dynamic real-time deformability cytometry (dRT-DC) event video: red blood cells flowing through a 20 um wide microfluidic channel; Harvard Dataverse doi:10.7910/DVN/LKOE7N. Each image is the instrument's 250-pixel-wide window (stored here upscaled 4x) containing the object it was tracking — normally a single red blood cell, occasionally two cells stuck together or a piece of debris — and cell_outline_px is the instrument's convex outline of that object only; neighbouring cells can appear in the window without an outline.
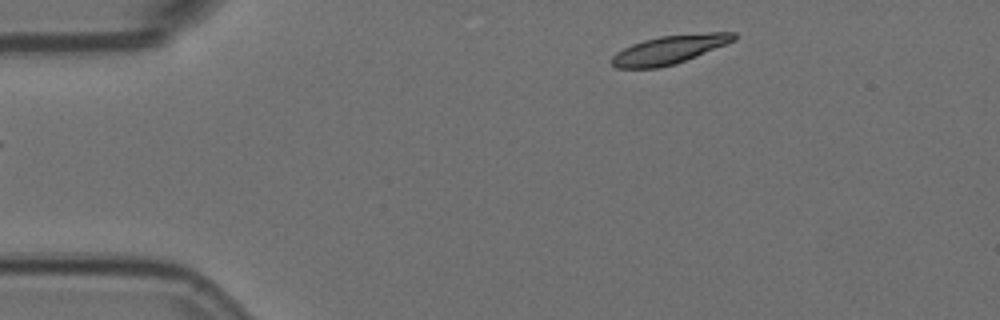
{"species": "Egyptian fruit bat (a non-hibernating species)", "species_latin": "Rousettus aegyptiacus", "temperature_condition": "room temperature", "stored_images_in_passage": 5, "camera_frame_rate_fps": 3000, "um_per_image_px": 0.085, "animal": {"sex": "female"}, "frame": {"image": 1, "passage_image": 5, "time_ms": 1.333, "image_size_px": [1000, 320], "cell_outline_px": [[736, 40], [676, 64], [660, 68], [616, 68], [608, 60], [616, 52], [632, 44], [644, 40], [660, 36], [708, 32], [736, 32]], "centroid_in_image_um": [56.88, 4.22], "position_along_channel_um": 28.1, "area_um2": 20.4}}